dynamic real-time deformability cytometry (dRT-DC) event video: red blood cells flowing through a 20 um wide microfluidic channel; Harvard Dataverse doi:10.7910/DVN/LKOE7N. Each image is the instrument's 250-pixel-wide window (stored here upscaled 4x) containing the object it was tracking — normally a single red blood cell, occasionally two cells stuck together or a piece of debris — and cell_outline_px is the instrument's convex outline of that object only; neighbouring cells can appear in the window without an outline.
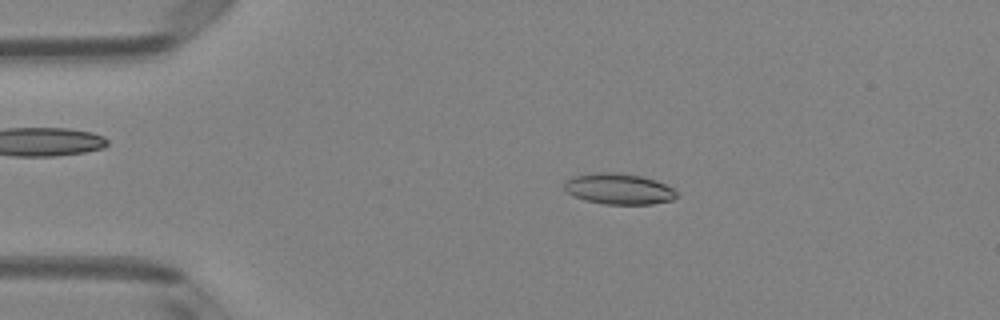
{"species": "Egyptian fruit bat (a non-hibernating species)", "species_latin": "Rousettus aegyptiacus", "temperature_condition": "room temperature", "stored_images_in_passage": 48, "camera_frame_rate_fps": 3000, "um_per_image_px": 0.085, "animal": {"sex": "female"}, "frame": {"image": 1, "passage_image": 8, "time_ms": 2.333, "image_size_px": [1000, 320], "cell_outline_px": [[676, 196], [672, 200], [652, 204], [604, 204], [584, 200], [568, 192], [564, 188], [564, 180], [572, 176], [596, 172], [612, 172], [644, 176], [656, 180], [672, 188], [676, 192]], "centroid_in_image_um": [52.57, 16.04], "position_along_channel_um": 32.4, "area_um2": 20.23}}
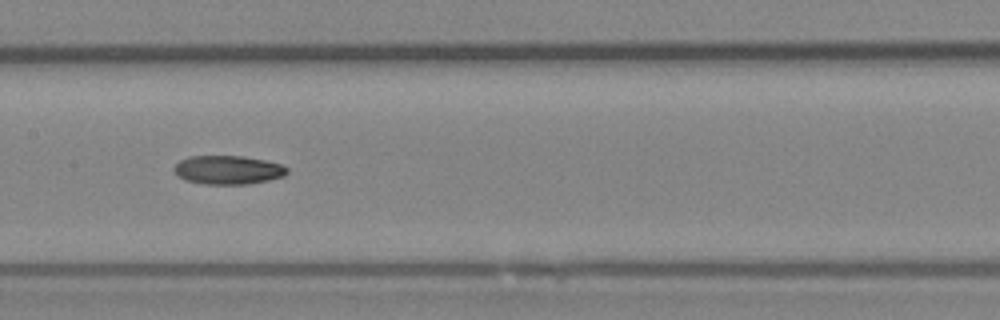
{"frame": {"image": 2, "passage_image": 23, "time_ms": 7.333, "image_size_px": [1000, 320], "cell_outline_px": [[288, 172], [284, 176], [268, 180], [248, 184], [204, 184], [184, 180], [176, 176], [172, 168], [180, 160], [188, 156], [244, 156], [284, 164], [288, 168]], "centroid_in_image_um": [19.36, 14.44], "position_along_channel_um": 188.0, "area_um2": 19.19}}
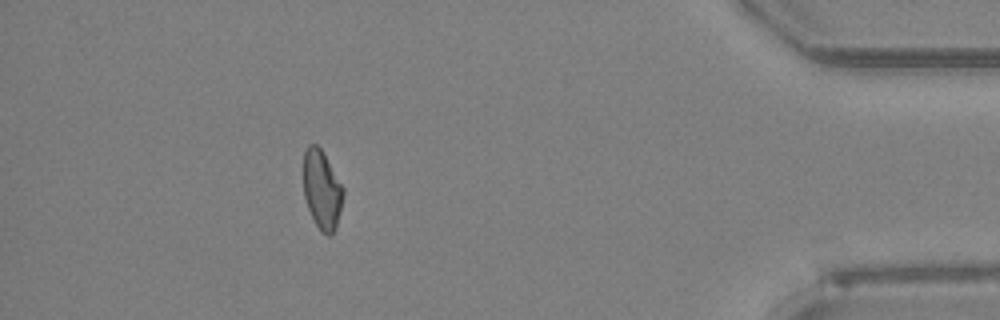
{"frame": {"image": 3, "passage_image": 43, "time_ms": 14.0, "image_size_px": [1000, 320], "cell_outline_px": [[344, 196], [336, 228], [332, 236], [328, 236], [316, 224], [308, 208], [304, 196], [304, 152], [308, 144], [316, 144], [320, 148], [344, 188]], "centroid_in_image_um": [27.38, 16.13], "position_along_channel_um": 407.8, "area_um2": 18.09}, "authors_computed_cell_mechanics": {"area_um2": 19.1029, "velocity_mm_per_s": 4.0641, "shape_relaxation_time_tau1_ms": null, "shape_relaxation_time_tau2_ms": 4.8832, "deformation_change_tau1": null, "deformation_change_tau2": 0.1206}}